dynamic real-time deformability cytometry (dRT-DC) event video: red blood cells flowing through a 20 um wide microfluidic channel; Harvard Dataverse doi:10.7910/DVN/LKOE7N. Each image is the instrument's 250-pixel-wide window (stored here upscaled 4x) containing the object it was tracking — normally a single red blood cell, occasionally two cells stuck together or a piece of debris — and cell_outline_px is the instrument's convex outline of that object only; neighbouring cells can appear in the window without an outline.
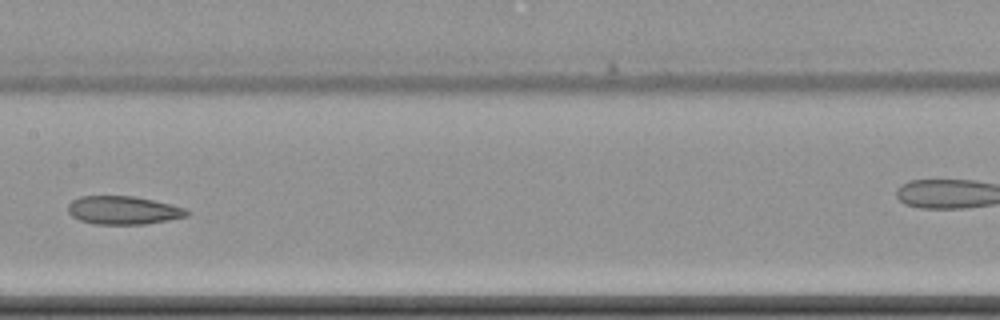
{"species": "common noctule bat (a hibernating species)", "species_latin": "Nyctalus noctula", "temperature_condition": "cold", "stored_images_in_passage": 10, "camera_frame_rate_fps": 3000, "um_per_image_px": 0.085, "animal": {"sex": "female", "body_mass_g": 22.7, "forearm_length_mm": 54.2}, "frame": {"image": 1, "passage_image": 9, "time_ms": 10.667, "image_size_px": [1000, 320], "cell_outline_px": [[192, 212], [188, 216], [168, 220], [144, 224], [96, 224], [80, 220], [72, 216], [68, 212], [68, 204], [72, 200], [80, 196], [136, 196], [172, 204], [184, 208]], "centroid_in_image_um": [10.5, 17.86], "position_along_channel_um": 196.9, "area_um2": 19.71}}